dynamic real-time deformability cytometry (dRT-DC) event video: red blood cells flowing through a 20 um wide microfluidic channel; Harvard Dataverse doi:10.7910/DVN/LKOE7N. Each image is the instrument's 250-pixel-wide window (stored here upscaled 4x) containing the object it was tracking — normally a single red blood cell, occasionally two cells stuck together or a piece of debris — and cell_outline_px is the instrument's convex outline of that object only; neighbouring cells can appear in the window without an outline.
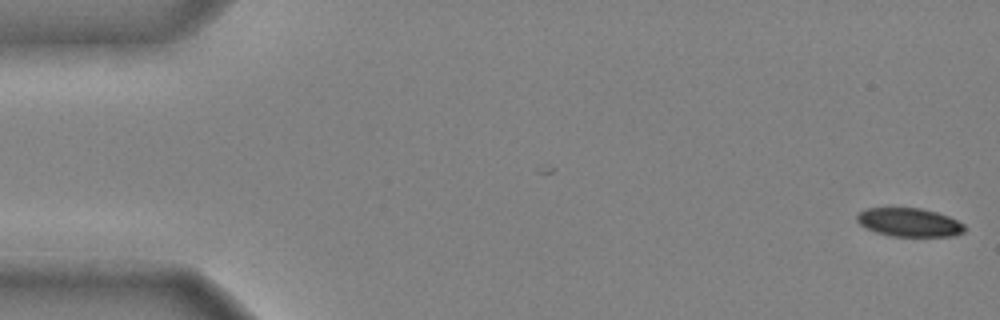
{"species": "common noctule bat (a hibernating species)", "species_latin": "Nyctalus noctula", "temperature_condition": "cold", "stored_images_in_passage": 48, "camera_frame_rate_fps": 3000, "um_per_image_px": 0.085, "animal": {"sex": "male", "body_mass_g": 20.4}, "frame": {"image": 1, "passage_image": 1, "time_ms": 0.0, "image_size_px": [1000, 320], "cell_outline_px": [[964, 232], [956, 236], [892, 236], [876, 232], [860, 224], [856, 220], [856, 216], [864, 208], [920, 208], [936, 212], [948, 216], [964, 224]], "centroid_in_image_um": [77.29, 18.9], "position_along_channel_um": 7.7, "area_um2": 17.8}}
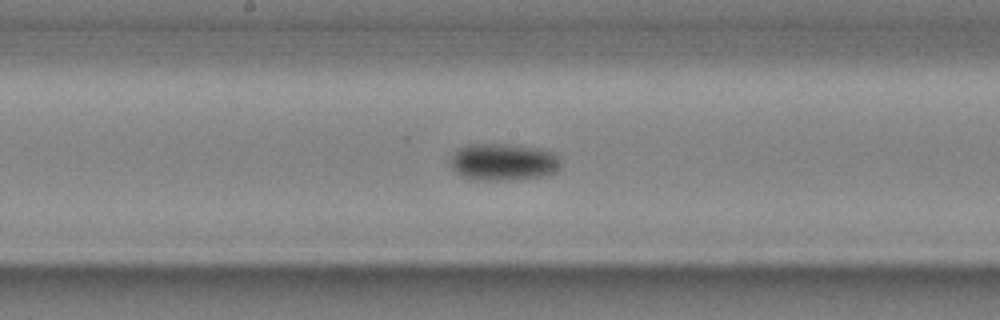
{"frame": {"image": 2, "passage_image": 26, "time_ms": 8.333, "image_size_px": [1000, 320], "cell_outline_px": [[560, 168], [556, 172], [540, 176], [516, 180], [472, 180], [460, 176], [448, 164], [448, 160], [456, 148], [468, 144], [504, 144], [540, 148], [552, 152], [560, 160]], "centroid_in_image_um": [42.71, 13.77], "position_along_channel_um": 205.5, "area_um2": 24.28}}
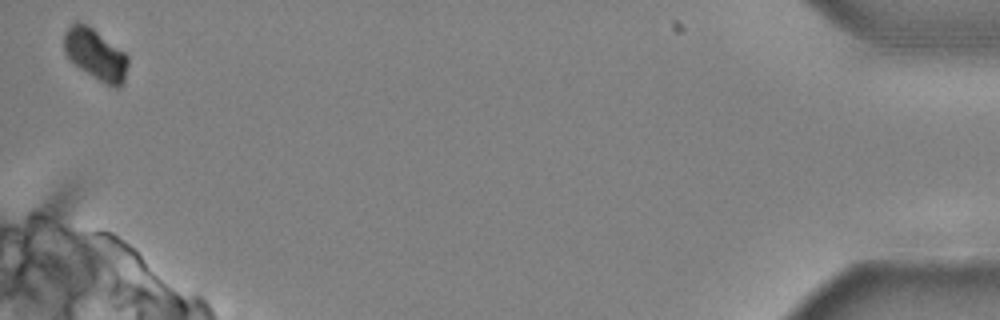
{"frame": {"image": 3, "passage_image": 48, "time_ms": 15.667, "image_size_px": [1000, 320], "cell_outline_px": [[128, 64], [124, 84], [120, 88], [112, 88], [104, 84], [80, 68], [68, 56], [64, 48], [64, 32], [72, 24], [88, 24], [124, 52], [128, 56]], "centroid_in_image_um": [8.17, 4.67], "position_along_channel_um": 427.0, "area_um2": 18.9}, "authors_computed_cell_mechanics": {"area_um2": 21.5883, "velocity_mm_per_s": 3.9652, "shape_relaxation_time_tau1_ms": 2.9028, "shape_relaxation_time_tau2_ms": null, "deformation_change_tau1": 0.0987, "deformation_change_tau2": null}}